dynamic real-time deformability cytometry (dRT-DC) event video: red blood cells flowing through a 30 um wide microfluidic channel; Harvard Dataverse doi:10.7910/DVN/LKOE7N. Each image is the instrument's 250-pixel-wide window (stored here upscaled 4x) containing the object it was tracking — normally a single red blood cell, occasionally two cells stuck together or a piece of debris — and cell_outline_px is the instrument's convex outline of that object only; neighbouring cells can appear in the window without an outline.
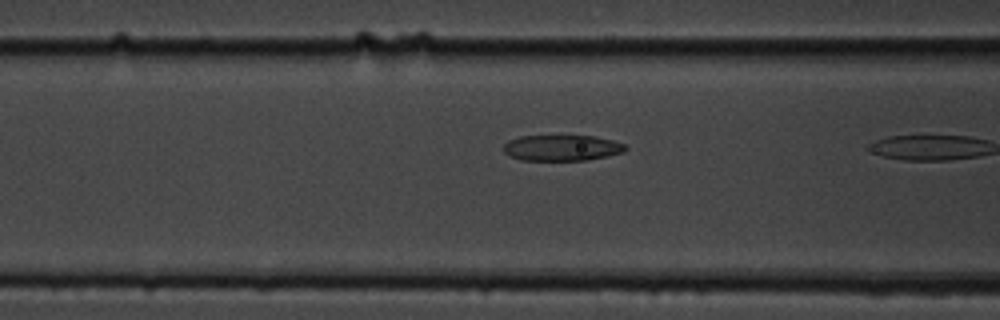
{"species": "common noctule bat (a hibernating species)", "species_latin": "Nyctalus noctula", "temperature_condition": "cold", "stored_images_in_passage": 7, "camera_frame_rate_fps": 3000, "um_per_image_px": 0.085, "animal": {"sex": "male", "body_mass_g": 19.5, "forearm_length_mm": 54.6}, "frame": {"image": 1, "passage_image": 6, "time_ms": 1.667, "image_size_px": [1000, 320], "cell_outline_px": [[628, 148], [624, 152], [608, 156], [588, 160], [520, 160], [508, 156], [504, 152], [504, 144], [508, 140], [520, 136], [592, 136], [612, 140], [624, 144]], "centroid_in_image_um": [47.74, 12.57], "position_along_channel_um": 118.9, "area_um2": 18.44}}